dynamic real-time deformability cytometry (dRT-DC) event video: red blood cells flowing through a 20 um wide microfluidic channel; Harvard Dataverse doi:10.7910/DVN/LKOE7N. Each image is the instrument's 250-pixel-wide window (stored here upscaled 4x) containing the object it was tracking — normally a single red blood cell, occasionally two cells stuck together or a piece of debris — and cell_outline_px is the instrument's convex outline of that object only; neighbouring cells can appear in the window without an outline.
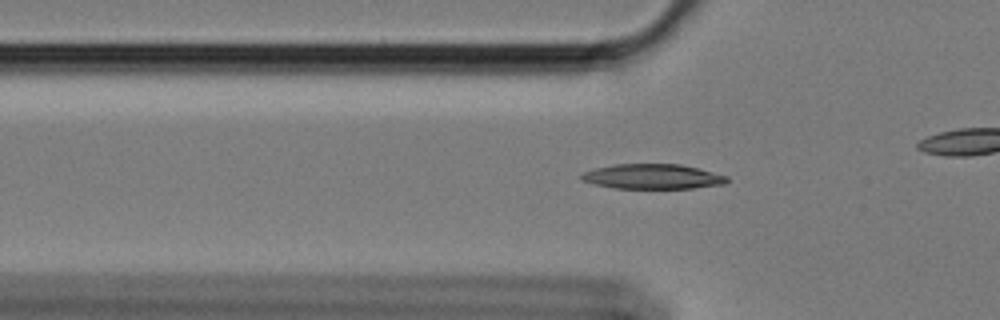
{"species": "Egyptian fruit bat (a non-hibernating species)", "species_latin": "Rousettus aegyptiacus", "temperature_condition": "cold", "stored_images_in_passage": 49, "camera_frame_rate_fps": 3000, "um_per_image_px": 0.085, "animal": {"sex": "female"}, "frame": {"image": 1, "passage_image": 20, "time_ms": 6.333, "image_size_px": [1000, 320], "cell_outline_px": [[728, 180], [724, 184], [692, 188], [616, 188], [596, 184], [580, 180], [580, 176], [584, 172], [596, 168], [616, 164], [680, 164], [728, 176]], "centroid_in_image_um": [55.47, 15.0], "position_along_channel_um": 70.3, "area_um2": 20.87}}
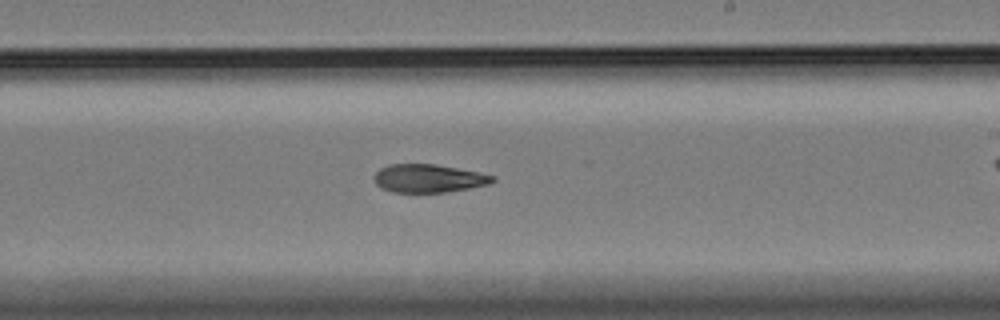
{"frame": {"image": 2, "passage_image": 36, "time_ms": 11.667, "image_size_px": [1000, 320], "cell_outline_px": [[496, 180], [488, 184], [468, 188], [444, 192], [392, 192], [380, 188], [376, 184], [372, 176], [380, 168], [388, 164], [432, 164], [456, 168], [496, 176]], "centroid_in_image_um": [36.37, 15.16], "position_along_channel_um": 252.6, "area_um2": 19.36}}
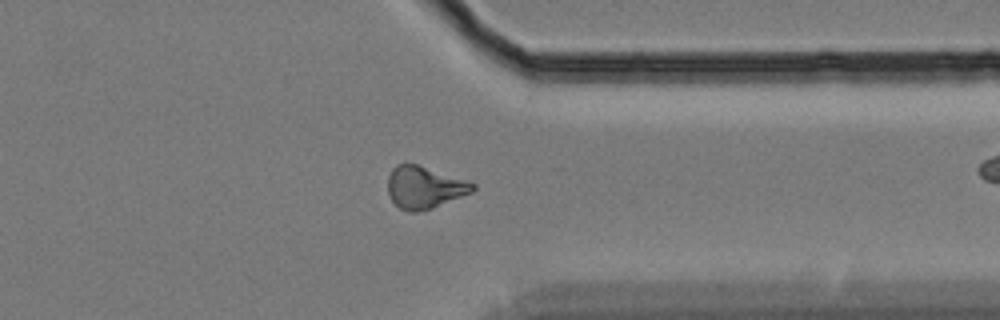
{"frame": {"image": 3, "passage_image": 47, "time_ms": 15.333, "image_size_px": [1000, 320], "cell_outline_px": [[476, 188], [472, 192], [432, 208], [416, 212], [408, 212], [400, 208], [392, 200], [388, 192], [388, 176], [392, 168], [396, 164], [416, 164], [468, 180], [476, 184]], "centroid_in_image_um": [36.08, 15.92], "position_along_channel_um": 375.3, "area_um2": 20.81}}